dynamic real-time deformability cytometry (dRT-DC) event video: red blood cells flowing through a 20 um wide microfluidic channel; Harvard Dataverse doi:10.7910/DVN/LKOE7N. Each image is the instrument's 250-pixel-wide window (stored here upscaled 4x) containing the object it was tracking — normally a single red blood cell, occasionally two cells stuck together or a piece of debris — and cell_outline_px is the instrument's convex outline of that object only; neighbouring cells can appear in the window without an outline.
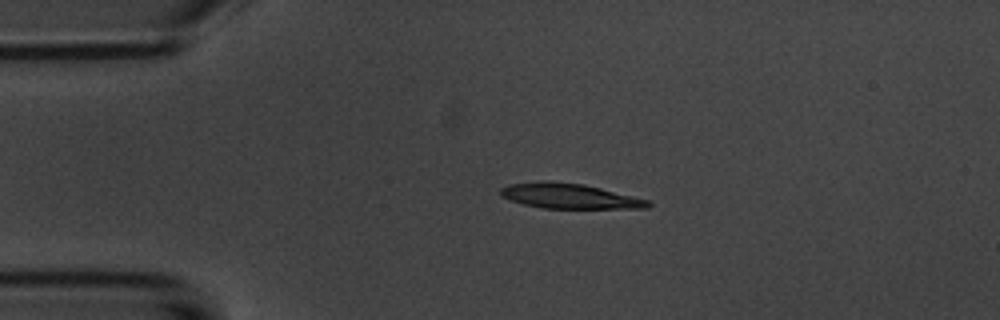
{"species": "common noctule bat (a hibernating species)", "species_latin": "Nyctalus noctula", "temperature_condition": "room temperature", "stored_images_in_passage": 3, "camera_frame_rate_fps": 3000, "um_per_image_px": 0.085, "animal": {"sex": "male", "body_mass_g": 20.1, "forearm_length_mm": 53.5}, "frame": {"image": 1, "passage_image": 2, "time_ms": 1.0, "image_size_px": [1000, 320], "cell_outline_px": [[652, 204], [648, 208], [544, 208], [524, 204], [500, 196], [500, 188], [508, 184], [540, 180], [548, 180], [584, 184], [648, 200]], "centroid_in_image_um": [48.35, 16.65], "position_along_channel_um": 36.7, "area_um2": 21.5}}